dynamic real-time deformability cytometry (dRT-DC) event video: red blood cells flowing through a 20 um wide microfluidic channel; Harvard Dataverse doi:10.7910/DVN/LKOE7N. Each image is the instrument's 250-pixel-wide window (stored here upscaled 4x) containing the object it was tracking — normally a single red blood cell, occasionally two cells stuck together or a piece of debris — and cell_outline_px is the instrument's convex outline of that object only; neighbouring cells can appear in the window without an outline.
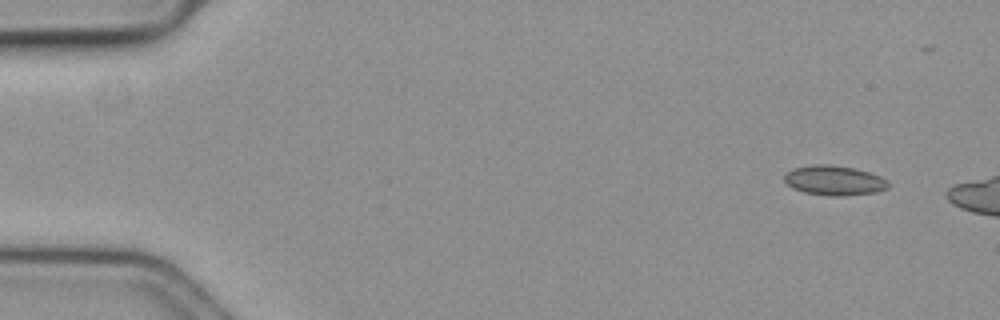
{"species": "common noctule bat (a hibernating species)", "species_latin": "Nyctalus noctula", "temperature_condition": "cold", "stored_images_in_passage": 10, "camera_frame_rate_fps": 3000, "um_per_image_px": 0.085, "animal": {"sex": "female", "body_mass_g": 19.3, "forearm_length_mm": 54.1}, "frame": {"image": 1, "passage_image": 4, "time_ms": 1.0, "image_size_px": [1000, 320], "cell_outline_px": [[888, 188], [876, 192], [844, 196], [832, 196], [804, 192], [792, 188], [784, 180], [784, 176], [792, 168], [812, 164], [828, 164], [856, 168], [880, 176], [888, 180]], "centroid_in_image_um": [70.91, 15.33], "position_along_channel_um": 14.1, "area_um2": 18.09}}